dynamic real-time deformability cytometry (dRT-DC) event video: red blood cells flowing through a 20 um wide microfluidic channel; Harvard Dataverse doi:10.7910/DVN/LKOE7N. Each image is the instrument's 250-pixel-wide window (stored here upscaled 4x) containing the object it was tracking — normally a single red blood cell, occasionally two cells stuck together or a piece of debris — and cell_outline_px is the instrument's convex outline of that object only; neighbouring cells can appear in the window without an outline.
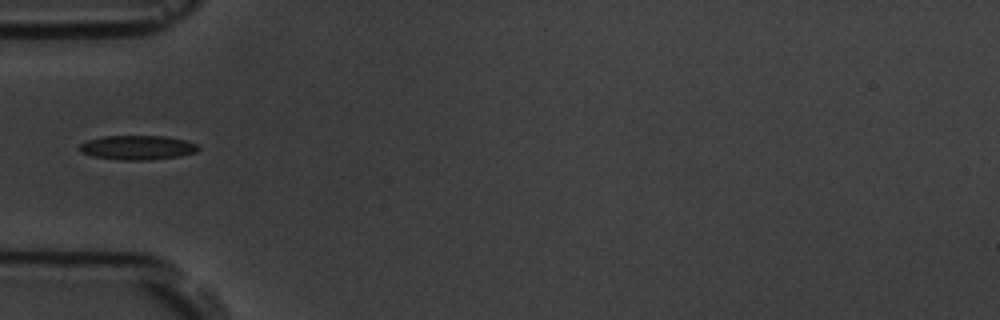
{"species": "common noctule bat (a hibernating species)", "species_latin": "Nyctalus noctula", "temperature_condition": "room temperature", "stored_images_in_passage": 7, "camera_frame_rate_fps": 3000, "um_per_image_px": 0.085, "animal": {"sex": "male", "body_mass_g": 19.5, "forearm_length_mm": 54.6}, "frame": {"image": 1, "passage_image": 5, "time_ms": 4.667, "image_size_px": [1000, 320], "cell_outline_px": [[200, 148], [196, 152], [180, 156], [148, 160], [120, 160], [92, 156], [80, 152], [80, 144], [88, 140], [104, 136], [164, 136], [184, 140], [196, 144]], "centroid_in_image_um": [11.68, 12.55], "position_along_channel_um": 73.3, "area_um2": 16.76}}
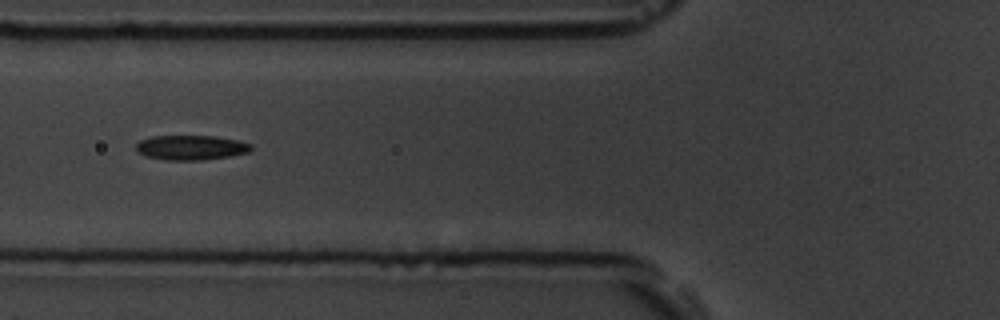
{"frame": {"image": 2, "passage_image": 6, "time_ms": 5.667, "image_size_px": [1000, 320], "cell_outline_px": [[252, 148], [248, 152], [232, 156], [200, 160], [168, 160], [144, 156], [136, 152], [136, 144], [140, 140], [152, 136], [212, 136], [236, 140], [252, 144]], "centroid_in_image_um": [16.2, 12.55], "position_along_channel_um": 109.6, "area_um2": 16.59}}
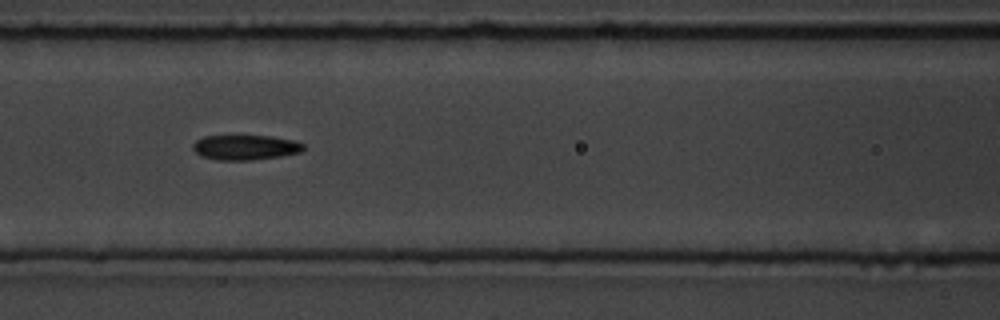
{"frame": {"image": 3, "passage_image": 7, "time_ms": 6.667, "image_size_px": [1000, 320], "cell_outline_px": [[304, 148], [300, 152], [280, 156], [248, 160], [216, 160], [200, 156], [192, 148], [192, 144], [196, 140], [204, 136], [272, 136], [296, 140], [304, 144]], "centroid_in_image_um": [20.84, 12.52], "position_along_channel_um": 145.8, "area_um2": 16.13}}